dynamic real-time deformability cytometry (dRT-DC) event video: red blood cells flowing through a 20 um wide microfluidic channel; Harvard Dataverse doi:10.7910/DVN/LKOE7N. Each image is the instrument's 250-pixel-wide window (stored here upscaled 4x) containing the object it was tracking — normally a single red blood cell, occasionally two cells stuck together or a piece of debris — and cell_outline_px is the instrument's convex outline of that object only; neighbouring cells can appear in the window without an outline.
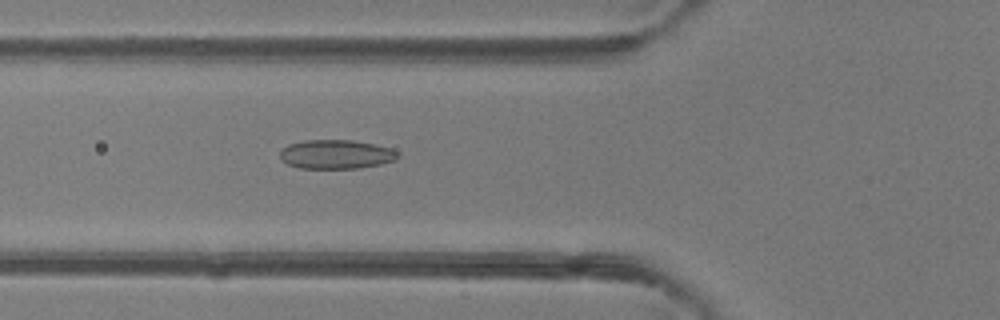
{"species": "common noctule bat (a hibernating species)", "species_latin": "Nyctalus noctula", "temperature_condition": "room temperature", "stored_images_in_passage": 49, "camera_frame_rate_fps": 3000, "um_per_image_px": 0.085, "animal": {"sex": "female"}, "frame": {"image": 1, "passage_image": 18, "time_ms": 5.667, "image_size_px": [1000, 320], "cell_outline_px": [[400, 156], [396, 160], [380, 164], [360, 168], [300, 168], [288, 164], [280, 160], [280, 152], [288, 144], [304, 140], [352, 140], [392, 148]], "centroid_in_image_um": [28.56, 13.12], "position_along_channel_um": 97.2, "area_um2": 19.94}}
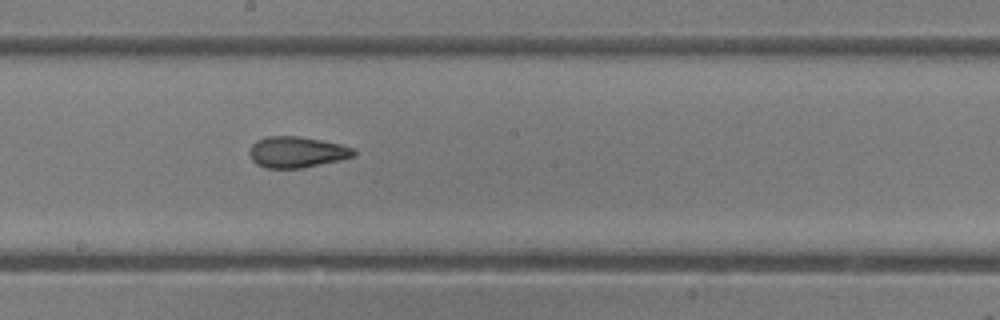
{"frame": {"image": 2, "passage_image": 27, "time_ms": 8.667, "image_size_px": [1000, 320], "cell_outline_px": [[356, 156], [340, 160], [304, 168], [264, 168], [256, 164], [252, 160], [248, 152], [252, 144], [256, 140], [268, 136], [296, 136], [320, 140], [340, 144], [352, 148], [356, 152]], "centroid_in_image_um": [25.2, 12.94], "position_along_channel_um": 223.0, "area_um2": 18.96}}
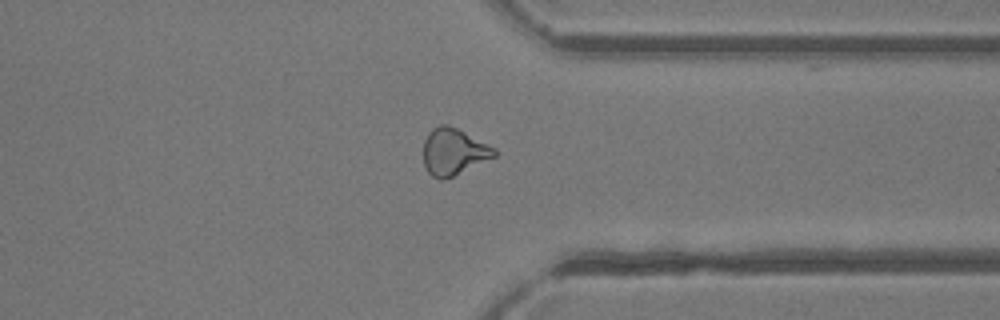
{"frame": {"image": 3, "passage_image": 38, "time_ms": 12.333, "image_size_px": [1000, 320], "cell_outline_px": [[496, 156], [444, 180], [440, 180], [432, 176], [428, 172], [424, 164], [424, 140], [428, 132], [432, 128], [440, 124], [448, 124], [496, 148]], "centroid_in_image_um": [38.54, 12.89], "position_along_channel_um": 372.9, "area_um2": 19.19}, "authors_computed_cell_mechanics": {"area_um2": 19.941, "velocity_mm_per_s": 4.1678, "shape_relaxation_time_tau1_ms": 7.5817, "shape_relaxation_time_tau2_ms": 3.1401, "deformation_change_tau1": 0.1562, "deformation_change_tau2": 0.0974}}